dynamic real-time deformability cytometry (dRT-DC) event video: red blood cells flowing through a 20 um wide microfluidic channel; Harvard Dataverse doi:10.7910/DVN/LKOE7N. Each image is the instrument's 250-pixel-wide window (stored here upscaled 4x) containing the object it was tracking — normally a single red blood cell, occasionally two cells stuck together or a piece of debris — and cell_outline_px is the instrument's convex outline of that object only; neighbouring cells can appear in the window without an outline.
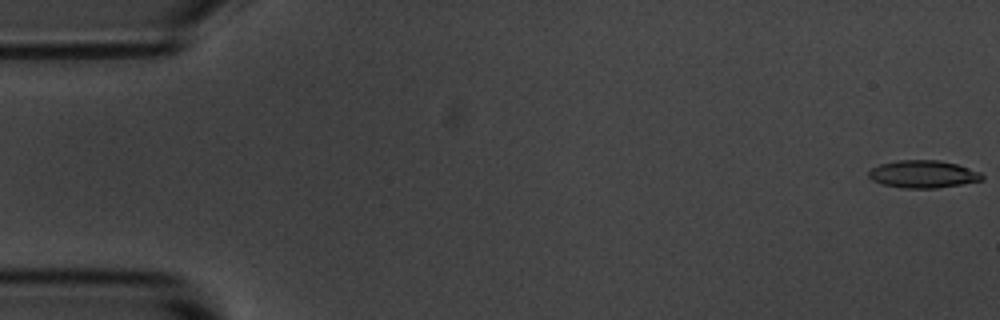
{"species": "common noctule bat (a hibernating species)", "species_latin": "Nyctalus noctula", "temperature_condition": "room temperature", "stored_images_in_passage": 21, "camera_frame_rate_fps": 3000, "um_per_image_px": 0.085, "animal": {"sex": "male", "body_mass_g": 20.1, "forearm_length_mm": 53.5}, "frame": {"image": 1, "passage_image": 1, "time_ms": 0.0, "image_size_px": [1000, 320], "cell_outline_px": [[984, 180], [936, 188], [904, 188], [880, 184], [872, 180], [868, 176], [868, 172], [872, 168], [880, 164], [900, 160], [940, 160], [956, 164], [980, 172], [984, 176]], "centroid_in_image_um": [78.45, 14.8], "position_along_channel_um": 6.6, "area_um2": 18.15}}